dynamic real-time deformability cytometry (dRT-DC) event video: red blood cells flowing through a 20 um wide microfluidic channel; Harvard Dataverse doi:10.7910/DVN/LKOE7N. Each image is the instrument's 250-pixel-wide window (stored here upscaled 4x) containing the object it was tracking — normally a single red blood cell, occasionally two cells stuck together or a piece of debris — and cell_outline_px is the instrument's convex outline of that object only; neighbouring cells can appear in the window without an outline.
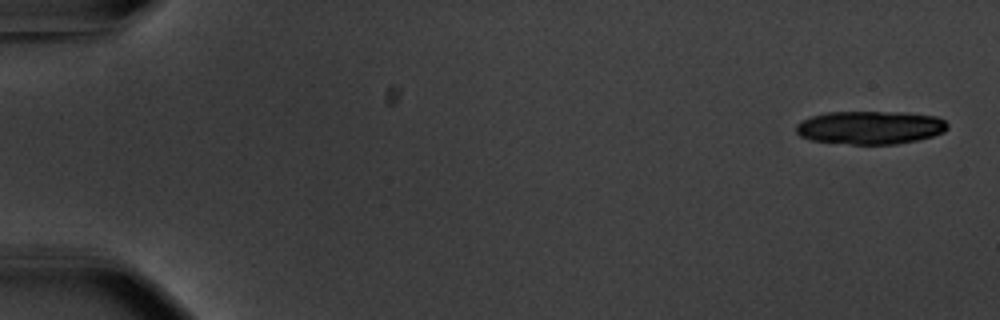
{"species": "common noctule bat (a hibernating species)", "species_latin": "Nyctalus noctula", "temperature_condition": "warm", "stored_images_in_passage": 17, "camera_frame_rate_fps": 3000, "um_per_image_px": 0.085, "animal": {"sex": "male", "body_mass_g": 20.1, "forearm_length_mm": 53.5}, "frame": {"image": 1, "passage_image": 1, "time_ms": 0.0, "image_size_px": [1000, 320], "cell_outline_px": [[948, 128], [944, 132], [932, 136], [916, 140], [896, 144], [852, 144], [808, 140], [800, 136], [796, 132], [796, 124], [812, 116], [828, 112], [904, 112], [936, 116], [944, 120], [948, 124]], "centroid_in_image_um": [73.97, 10.84], "position_along_channel_um": 11.0, "area_um2": 29.36}}